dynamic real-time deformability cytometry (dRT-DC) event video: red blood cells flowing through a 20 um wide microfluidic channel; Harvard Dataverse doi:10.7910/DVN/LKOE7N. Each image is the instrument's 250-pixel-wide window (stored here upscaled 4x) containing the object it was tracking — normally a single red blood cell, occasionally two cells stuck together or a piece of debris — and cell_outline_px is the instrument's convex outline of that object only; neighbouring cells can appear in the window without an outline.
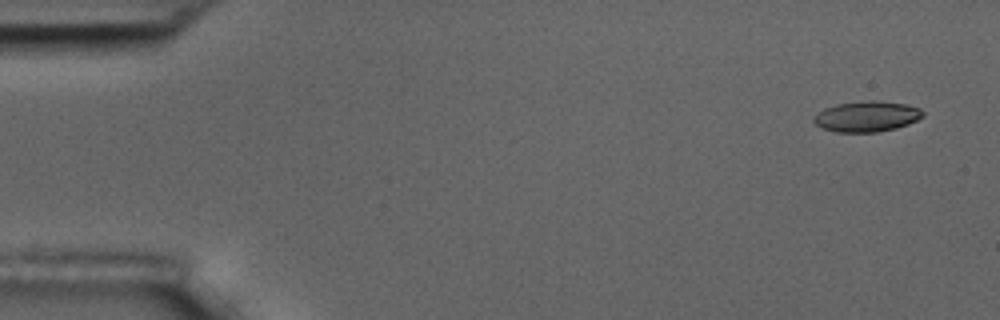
{"species": "common noctule bat (a hibernating species)", "species_latin": "Nyctalus noctula", "temperature_condition": "room temperature", "stored_images_in_passage": 5, "camera_frame_rate_fps": 3000, "um_per_image_px": 0.085, "animal": {"sex": "male", "body_mass_g": 17.5, "forearm_length_mm": 52.3}, "frame": {"image": 1, "passage_image": 1, "time_ms": 0.0, "image_size_px": [1000, 320], "cell_outline_px": [[924, 116], [908, 124], [896, 128], [876, 132], [836, 132], [824, 128], [816, 124], [812, 120], [812, 116], [824, 108], [836, 104], [868, 100], [876, 100], [904, 104], [920, 108], [924, 112]], "centroid_in_image_um": [73.66, 9.89], "position_along_channel_um": 11.3, "area_um2": 19.48}}
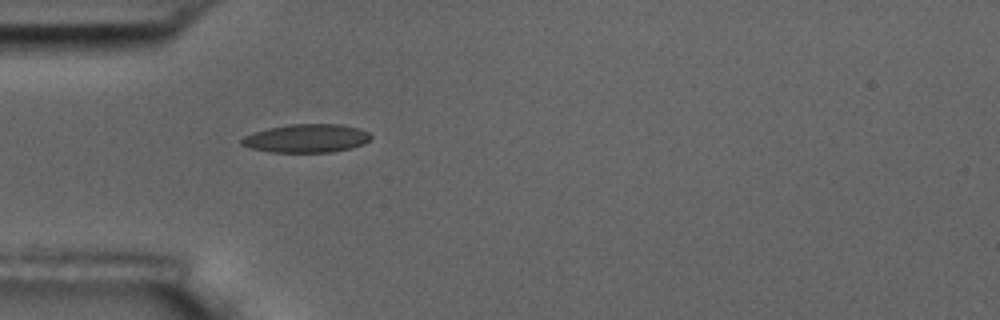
{"frame": {"image": 2, "passage_image": 5, "time_ms": 4.667, "image_size_px": [1000, 320], "cell_outline_px": [[372, 136], [364, 144], [352, 148], [332, 152], [268, 152], [252, 148], [240, 144], [240, 140], [244, 136], [252, 132], [268, 128], [288, 124], [340, 124], [360, 128], [368, 132]], "centroid_in_image_um": [26.05, 11.75], "position_along_channel_um": 59.0, "area_um2": 21.56}}